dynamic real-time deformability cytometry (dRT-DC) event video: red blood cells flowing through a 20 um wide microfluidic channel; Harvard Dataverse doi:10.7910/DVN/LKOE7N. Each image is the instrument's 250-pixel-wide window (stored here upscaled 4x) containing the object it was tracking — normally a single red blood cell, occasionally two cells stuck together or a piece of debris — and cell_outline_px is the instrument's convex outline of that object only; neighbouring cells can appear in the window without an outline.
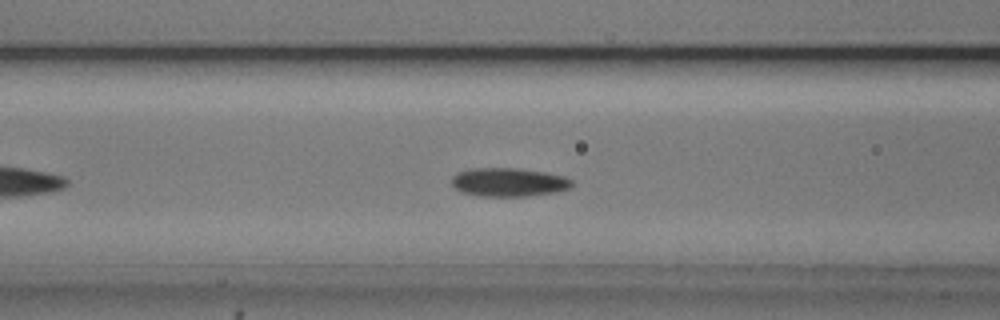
{"species": "common noctule bat (a hibernating species)", "species_latin": "Nyctalus noctula", "temperature_condition": "cold", "stored_images_in_passage": 43, "camera_frame_rate_fps": 3000, "um_per_image_px": 0.085, "animal": {"sex": "male", "body_mass_g": 20.5, "forearm_length_mm": 52.5}, "frame": {"image": 1, "passage_image": 11, "time_ms": 3.333, "image_size_px": [1000, 320], "cell_outline_px": [[572, 188], [552, 192], [528, 196], [476, 196], [460, 192], [452, 184], [452, 176], [456, 172], [468, 168], [520, 168], [544, 172], [564, 176], [572, 180]], "centroid_in_image_um": [43.19, 15.48], "position_along_channel_um": 123.4, "area_um2": 20.23}}
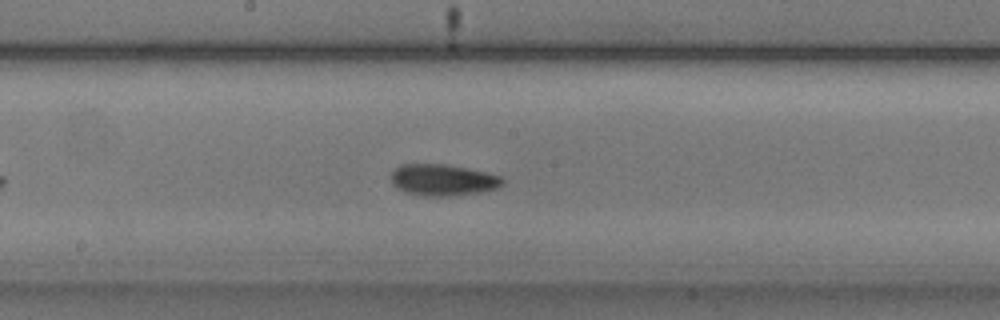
{"frame": {"image": 2, "passage_image": 18, "time_ms": 5.667, "image_size_px": [1000, 320], "cell_outline_px": [[504, 184], [496, 188], [484, 192], [452, 196], [424, 196], [404, 192], [396, 188], [392, 184], [392, 168], [400, 164], [444, 164], [484, 172], [500, 176], [504, 180]], "centroid_in_image_um": [37.61, 15.31], "position_along_channel_um": 210.6, "area_um2": 20.58}}
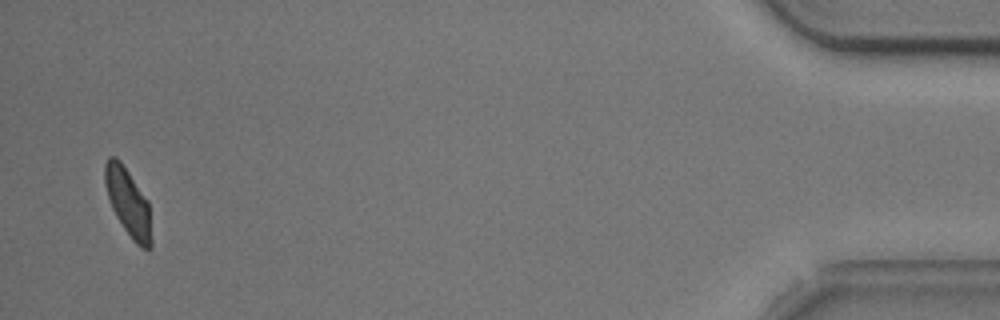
{"frame": {"image": 3, "passage_image": 42, "time_ms": 13.667, "image_size_px": [1000, 320], "cell_outline_px": [[152, 248], [140, 248], [132, 240], [116, 216], [112, 208], [108, 196], [104, 180], [104, 164], [108, 156], [116, 156], [120, 160], [148, 200], [152, 240]], "centroid_in_image_um": [10.89, 17.2], "position_along_channel_um": 424.3, "area_um2": 18.38}, "authors_computed_cell_mechanics": {"area_um2": 19.1896, "velocity_mm_per_s": 3.7284, "shape_relaxation_time_tau1_ms": 2.2101, "shape_relaxation_time_tau2_ms": 2.6997, "deformation_change_tau1": 0.109, "deformation_change_tau2": 0.0684}}